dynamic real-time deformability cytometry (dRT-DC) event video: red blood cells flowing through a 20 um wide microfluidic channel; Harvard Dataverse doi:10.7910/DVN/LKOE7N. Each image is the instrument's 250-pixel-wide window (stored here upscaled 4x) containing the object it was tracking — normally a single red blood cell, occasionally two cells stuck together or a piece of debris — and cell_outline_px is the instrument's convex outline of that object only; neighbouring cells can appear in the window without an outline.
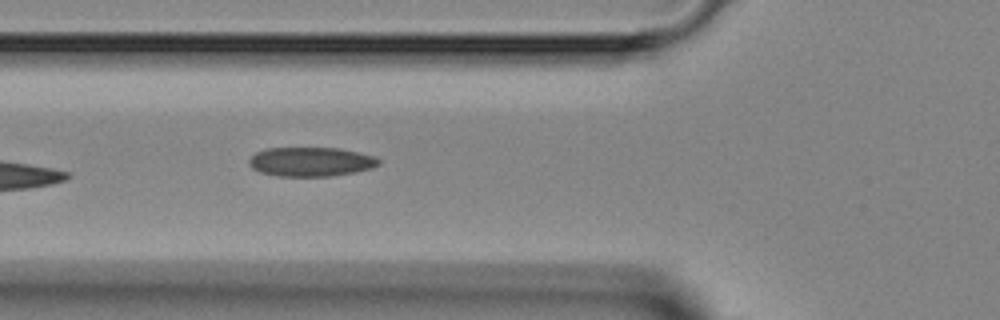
{"species": "Egyptian fruit bat (a non-hibernating species)", "species_latin": "Rousettus aegyptiacus", "temperature_condition": "room temperature", "stored_images_in_passage": 4, "camera_frame_rate_fps": 3000, "um_per_image_px": 0.085, "animal": {"sex": "female"}, "frame": {"image": 1, "passage_image": 4, "time_ms": 4.333, "image_size_px": [1000, 320], "cell_outline_px": [[380, 164], [372, 168], [356, 172], [332, 176], [276, 176], [260, 172], [252, 168], [248, 164], [248, 160], [256, 152], [264, 148], [340, 148], [376, 156], [380, 160]], "centroid_in_image_um": [26.43, 13.75], "position_along_channel_um": 99.4, "area_um2": 22.31}}